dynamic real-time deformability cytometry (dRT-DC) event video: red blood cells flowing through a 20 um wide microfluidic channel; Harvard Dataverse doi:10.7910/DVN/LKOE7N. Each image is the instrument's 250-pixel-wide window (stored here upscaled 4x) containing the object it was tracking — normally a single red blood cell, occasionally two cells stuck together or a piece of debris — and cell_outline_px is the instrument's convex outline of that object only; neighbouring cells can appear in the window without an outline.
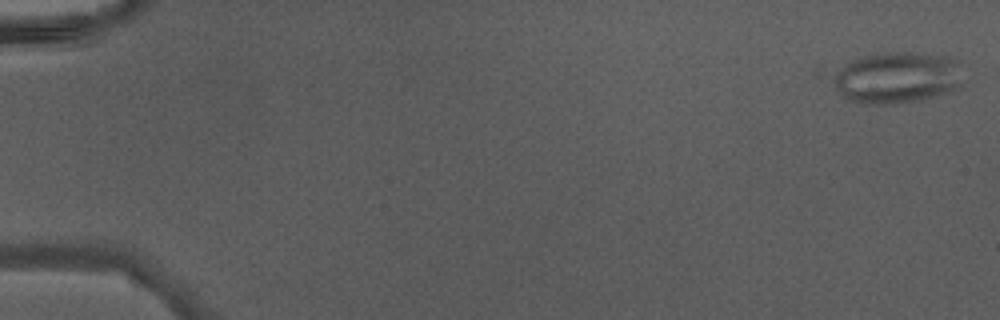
{"species": "Egyptian fruit bat (a non-hibernating species)", "species_latin": "Rousettus aegyptiacus", "temperature_condition": "warm", "stored_images_in_passage": 48, "camera_frame_rate_fps": 3000, "um_per_image_px": 0.085, "animal": {"sex": "male"}, "frame": {"image": 1, "passage_image": 2, "time_ms": 0.333, "image_size_px": [1000, 320], "cell_outline_px": [[964, 84], [944, 92], [920, 100], [892, 104], [868, 104], [848, 100], [836, 88], [832, 80], [832, 76], [852, 60], [860, 56], [876, 52], [912, 52], [948, 56], [956, 60]], "centroid_in_image_um": [76.24, 6.58], "position_along_channel_um": 8.8, "area_um2": 38.84}}
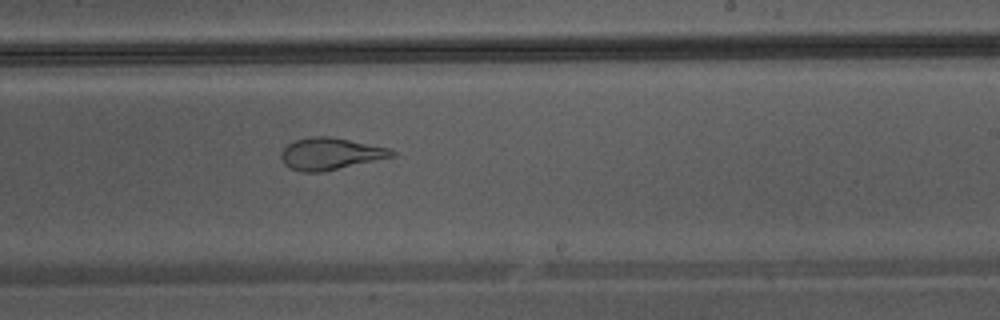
{"frame": {"image": 2, "passage_image": 31, "time_ms": 10.0, "image_size_px": [1000, 320], "cell_outline_px": [[396, 156], [320, 172], [300, 172], [284, 164], [280, 156], [280, 152], [288, 144], [296, 140], [312, 136], [328, 136], [388, 148], [396, 152]], "centroid_in_image_um": [28.06, 13.07], "position_along_channel_um": 260.9, "area_um2": 20.29}}
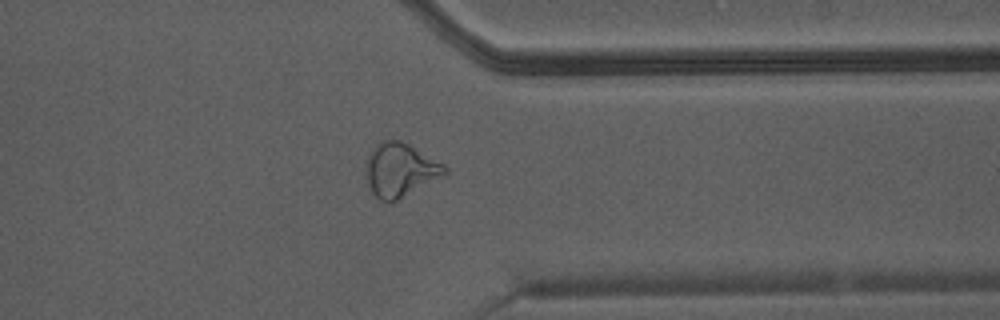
{"frame": {"image": 3, "passage_image": 39, "time_ms": 12.667, "image_size_px": [1000, 320], "cell_outline_px": [[448, 172], [444, 176], [388, 204], [380, 200], [372, 192], [368, 184], [368, 160], [376, 144], [384, 140], [400, 140], [408, 144], [444, 164], [448, 168]], "centroid_in_image_um": [34.06, 14.46], "position_along_channel_um": 377.3, "area_um2": 24.1}}